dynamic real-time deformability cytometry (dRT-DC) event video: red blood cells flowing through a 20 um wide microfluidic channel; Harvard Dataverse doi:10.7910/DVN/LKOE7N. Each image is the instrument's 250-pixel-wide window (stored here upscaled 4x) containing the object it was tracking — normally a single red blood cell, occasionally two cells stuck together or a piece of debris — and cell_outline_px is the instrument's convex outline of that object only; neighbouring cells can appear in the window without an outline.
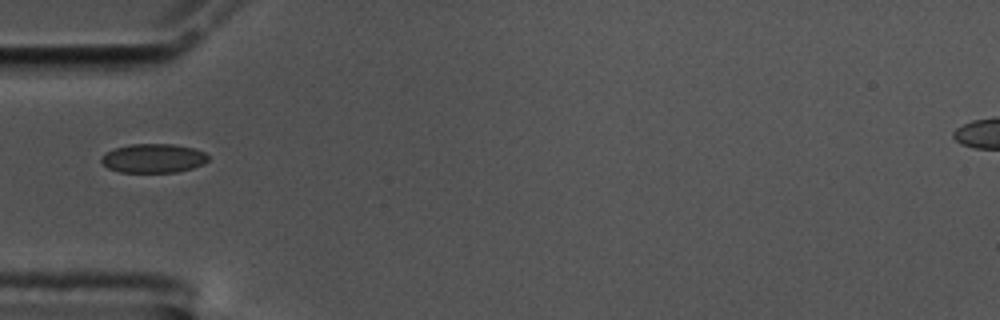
{"species": "common noctule bat (a hibernating species)", "species_latin": "Nyctalus noctula", "temperature_condition": "cold", "stored_images_in_passage": 39, "camera_frame_rate_fps": 3000, "um_per_image_px": 0.085, "animal": {"sex": "male", "body_mass_g": 17.5, "forearm_length_mm": 52.3}, "frame": {"image": 1, "passage_image": 1, "time_ms": 0.0, "image_size_px": [1000, 320], "cell_outline_px": [[208, 160], [204, 164], [192, 168], [176, 172], [120, 172], [108, 168], [100, 160], [100, 156], [116, 148], [128, 144], [172, 144], [196, 148], [204, 152], [208, 156]], "centroid_in_image_um": [13.05, 13.45], "position_along_channel_um": 71.9, "area_um2": 18.09}}
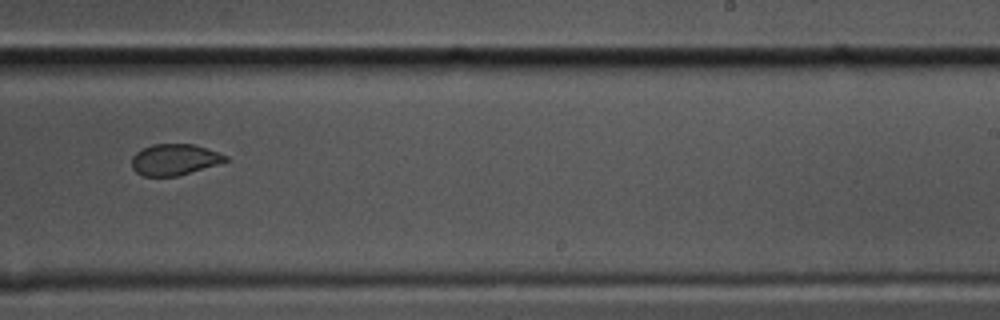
{"frame": {"image": 2, "passage_image": 18, "time_ms": 5.667, "image_size_px": [1000, 320], "cell_outline_px": [[228, 160], [216, 164], [176, 176], [144, 176], [136, 172], [132, 168], [132, 156], [136, 152], [152, 144], [196, 144], [228, 156]], "centroid_in_image_um": [14.8, 13.55], "position_along_channel_um": 274.2, "area_um2": 16.82}}
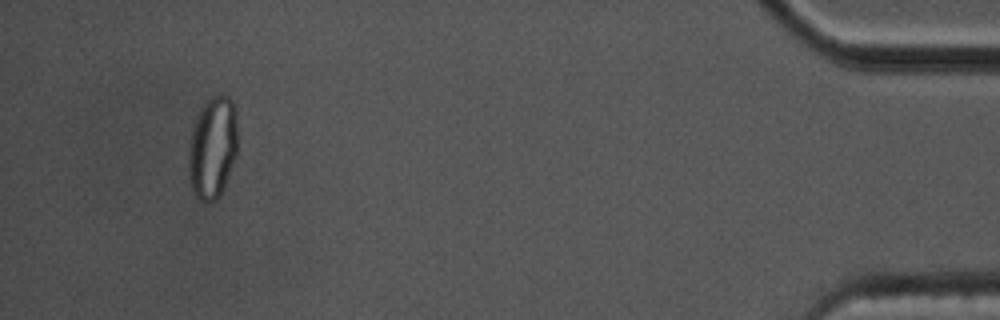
{"frame": {"image": 3, "passage_image": 36, "time_ms": 11.667, "image_size_px": [1000, 320], "cell_outline_px": [[236, 156], [220, 196], [212, 204], [200, 200], [196, 196], [192, 188], [188, 176], [188, 156], [192, 128], [200, 108], [212, 96], [228, 96], [232, 100], [236, 108]], "centroid_in_image_um": [18.06, 12.57], "position_along_channel_um": 417.1, "area_um2": 29.25}}